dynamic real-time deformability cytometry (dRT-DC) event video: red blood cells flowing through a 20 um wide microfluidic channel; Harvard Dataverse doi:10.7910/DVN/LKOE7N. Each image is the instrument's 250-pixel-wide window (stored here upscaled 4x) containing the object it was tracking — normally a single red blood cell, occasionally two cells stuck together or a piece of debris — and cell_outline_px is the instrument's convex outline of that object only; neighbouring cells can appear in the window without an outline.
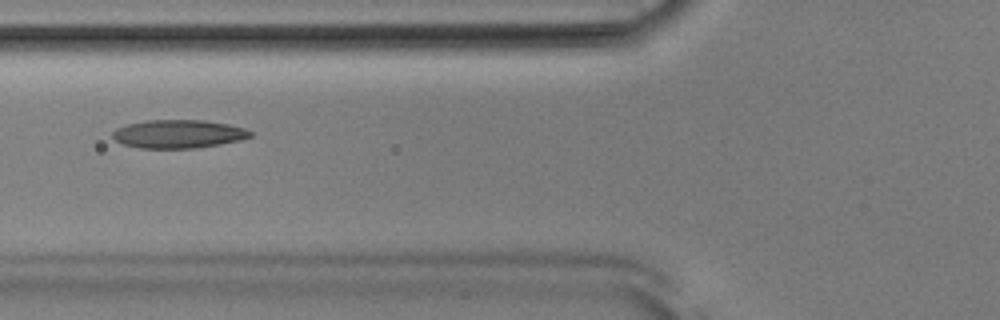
{"species": "Egyptian fruit bat (a non-hibernating species)", "species_latin": "Rousettus aegyptiacus", "temperature_condition": "room temperature", "stored_images_in_passage": 52, "camera_frame_rate_fps": 3000, "um_per_image_px": 0.085, "animal": {"sex": "male"}, "frame": {"image": 1, "passage_image": 20, "time_ms": 6.333, "image_size_px": [1000, 320], "cell_outline_px": [[252, 136], [240, 140], [196, 148], [140, 148], [124, 144], [116, 140], [112, 136], [112, 132], [116, 128], [128, 124], [148, 120], [204, 120], [228, 124], [244, 128], [252, 132]], "centroid_in_image_um": [15.16, 11.38], "position_along_channel_um": 110.6, "area_um2": 22.6}}
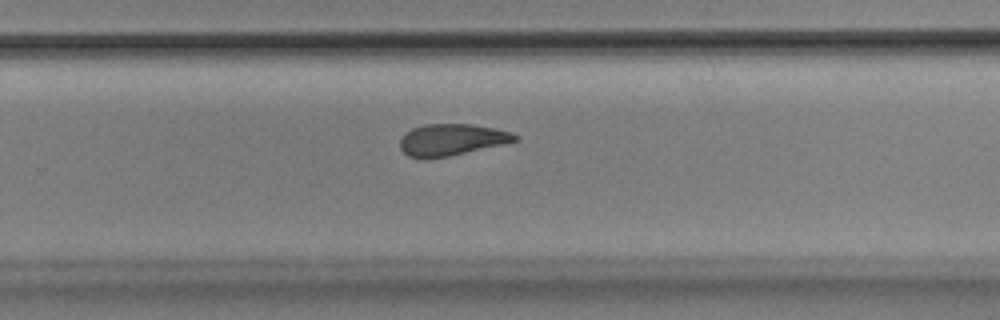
{"frame": {"image": 2, "passage_image": 34, "time_ms": 11.0, "image_size_px": [1000, 320], "cell_outline_px": [[520, 140], [504, 144], [448, 156], [424, 160], [408, 156], [400, 148], [400, 140], [412, 128], [424, 124], [472, 124], [492, 128], [508, 132], [516, 136]], "centroid_in_image_um": [38.35, 11.89], "position_along_channel_um": 291.5, "area_um2": 21.04}}
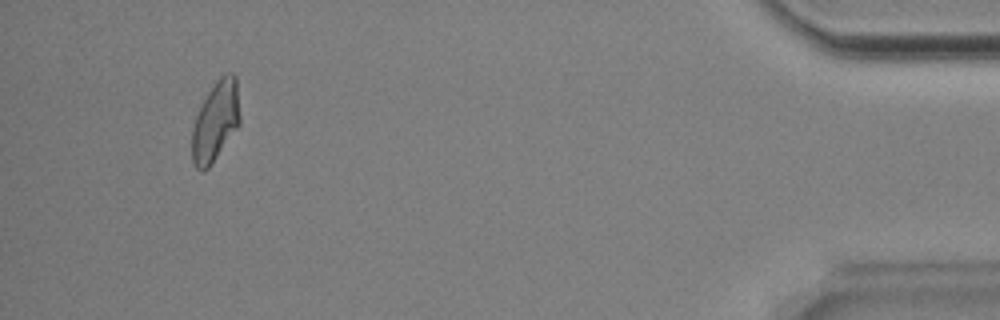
{"frame": {"image": 3, "passage_image": 49, "time_ms": 16.0, "image_size_px": [1000, 320], "cell_outline_px": [[240, 124], [208, 168], [204, 172], [200, 172], [196, 168], [192, 160], [192, 128], [196, 116], [208, 92], [216, 80], [224, 72], [232, 72], [236, 76], [240, 116]], "centroid_in_image_um": [18.32, 10.3], "position_along_channel_um": 416.9, "area_um2": 22.31}, "authors_computed_cell_mechanics": {"area_um2": 22.3686, "velocity_mm_per_s": 3.8834, "shape_relaxation_time_tau1_ms": 6.6338, "shape_relaxation_time_tau2_ms": 3.0047, "deformation_change_tau1": 0.1622, "deformation_change_tau2": 0.1031}}